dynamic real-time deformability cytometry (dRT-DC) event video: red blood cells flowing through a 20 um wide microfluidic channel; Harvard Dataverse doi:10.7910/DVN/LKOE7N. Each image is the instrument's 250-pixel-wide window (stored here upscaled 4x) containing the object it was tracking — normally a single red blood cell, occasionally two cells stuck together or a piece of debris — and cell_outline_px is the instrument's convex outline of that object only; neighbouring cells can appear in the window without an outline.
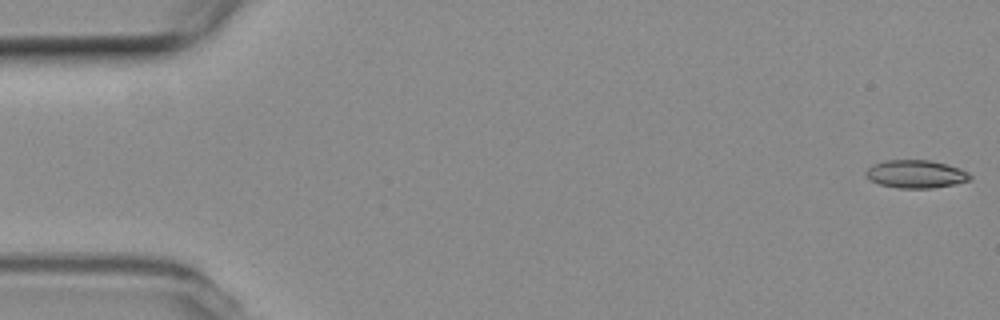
{"species": "common noctule bat (a hibernating species)", "species_latin": "Nyctalus noctula", "temperature_condition": "room temperature", "stored_images_in_passage": 54, "camera_frame_rate_fps": 3000, "um_per_image_px": 0.085, "animal": {"sex": "female", "body_mass_g": 19.3, "forearm_length_mm": 54.1}, "frame": {"image": 1, "passage_image": 1, "time_ms": 0.0, "image_size_px": [1000, 320], "cell_outline_px": [[972, 176], [968, 180], [956, 184], [932, 188], [900, 188], [880, 184], [864, 176], [864, 172], [872, 164], [884, 160], [928, 160], [960, 168], [968, 172]], "centroid_in_image_um": [77.82, 14.79], "position_along_channel_um": 7.2, "area_um2": 16.94}}
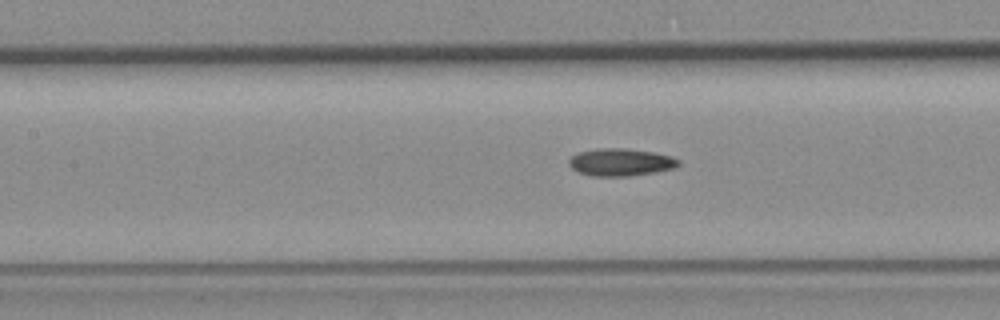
{"frame": {"image": 2, "passage_image": 24, "time_ms": 7.667, "image_size_px": [1000, 320], "cell_outline_px": [[680, 164], [676, 168], [656, 172], [628, 176], [592, 176], [580, 172], [572, 168], [568, 164], [568, 160], [572, 156], [580, 152], [596, 148], [624, 148], [652, 152], [672, 156], [680, 160]], "centroid_in_image_um": [52.78, 13.79], "position_along_channel_um": 154.6, "area_um2": 17.57}}
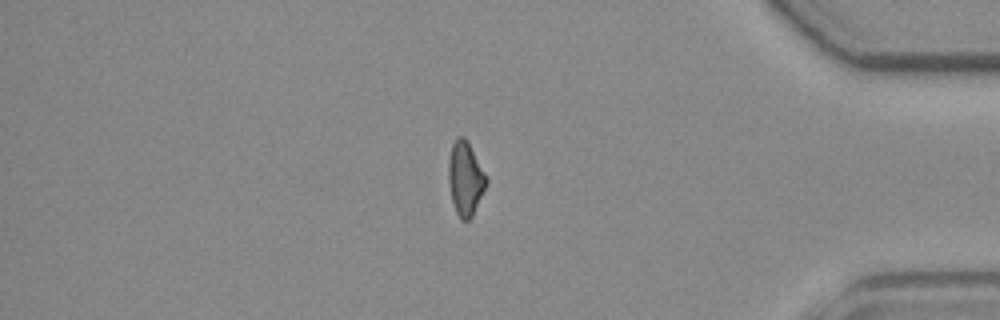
{"frame": {"image": 3, "passage_image": 46, "time_ms": 15.0, "image_size_px": [1000, 320], "cell_outline_px": [[488, 184], [472, 216], [468, 220], [460, 220], [456, 212], [452, 200], [448, 180], [448, 164], [452, 144], [456, 136], [464, 136], [468, 140], [488, 180]], "centroid_in_image_um": [39.56, 15.16], "position_along_channel_um": 395.6, "area_um2": 16.36}}